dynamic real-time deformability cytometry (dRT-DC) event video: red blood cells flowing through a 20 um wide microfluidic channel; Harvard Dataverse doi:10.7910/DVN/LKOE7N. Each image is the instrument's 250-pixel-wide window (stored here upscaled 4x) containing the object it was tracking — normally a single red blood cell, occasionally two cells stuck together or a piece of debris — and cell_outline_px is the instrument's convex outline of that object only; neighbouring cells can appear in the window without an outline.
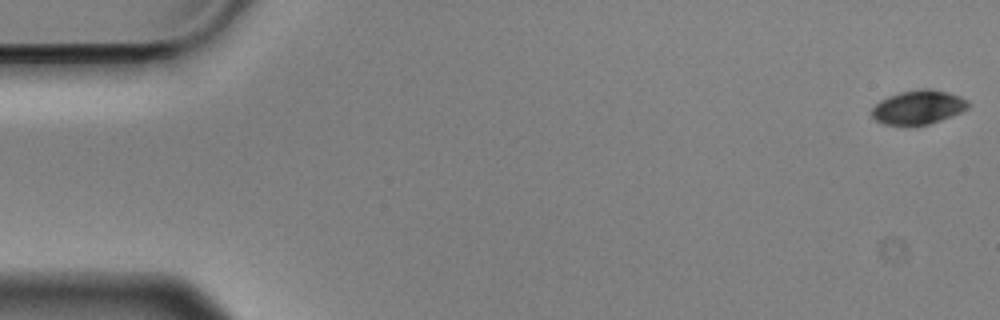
{"species": "Egyptian fruit bat (a non-hibernating species)", "species_latin": "Rousettus aegyptiacus", "temperature_condition": "cold", "stored_images_in_passage": 56, "camera_frame_rate_fps": 3000, "um_per_image_px": 0.085, "animal": {"sex": "male"}, "frame": {"image": 1, "passage_image": 1, "time_ms": 0.0, "image_size_px": [1000, 320], "cell_outline_px": [[972, 104], [968, 108], [952, 116], [928, 124], [912, 128], [904, 128], [884, 124], [876, 120], [872, 116], [872, 108], [880, 100], [888, 96], [900, 92], [924, 88], [928, 88], [948, 92], [960, 96], [968, 100]], "centroid_in_image_um": [78.05, 9.15], "position_along_channel_um": 6.9, "area_um2": 19.71}}
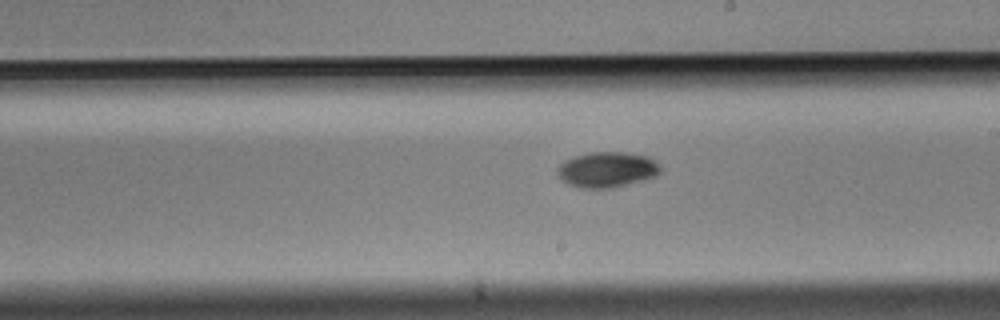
{"frame": {"image": 2, "passage_image": 32, "time_ms": 10.333, "image_size_px": [1000, 320], "cell_outline_px": [[660, 172], [656, 176], [644, 180], [612, 188], [580, 188], [568, 184], [556, 172], [556, 168], [564, 160], [572, 156], [588, 152], [628, 152], [648, 156], [660, 168]], "centroid_in_image_um": [51.56, 14.41], "position_along_channel_um": 237.4, "area_um2": 21.39}}
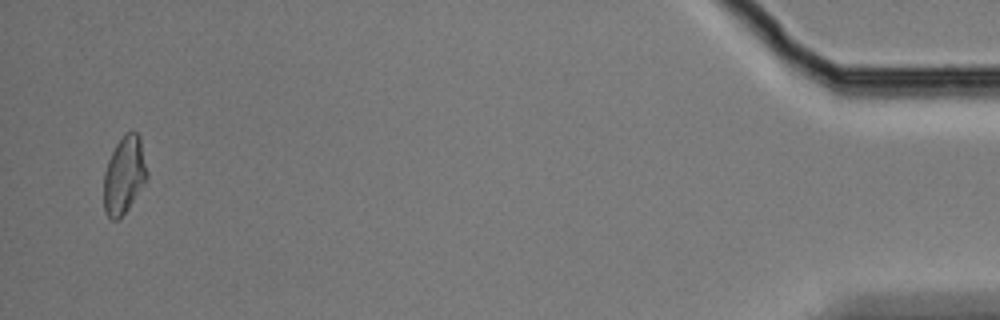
{"frame": {"image": 3, "passage_image": 55, "time_ms": 18.0, "image_size_px": [1000, 320], "cell_outline_px": [[148, 176], [144, 184], [128, 208], [116, 220], [112, 220], [104, 212], [104, 172], [108, 160], [116, 144], [128, 132], [136, 132], [140, 136], [148, 172]], "centroid_in_image_um": [10.56, 14.89], "position_along_channel_um": 424.6, "area_um2": 19.31}, "authors_computed_cell_mechanics": {"area_um2": 19.941, "velocity_mm_per_s": 3.5667, "shape_relaxation_time_tau1_ms": 1.6863, "shape_relaxation_time_tau2_ms": null, "deformation_change_tau1": 0.0903, "deformation_change_tau2": null}}